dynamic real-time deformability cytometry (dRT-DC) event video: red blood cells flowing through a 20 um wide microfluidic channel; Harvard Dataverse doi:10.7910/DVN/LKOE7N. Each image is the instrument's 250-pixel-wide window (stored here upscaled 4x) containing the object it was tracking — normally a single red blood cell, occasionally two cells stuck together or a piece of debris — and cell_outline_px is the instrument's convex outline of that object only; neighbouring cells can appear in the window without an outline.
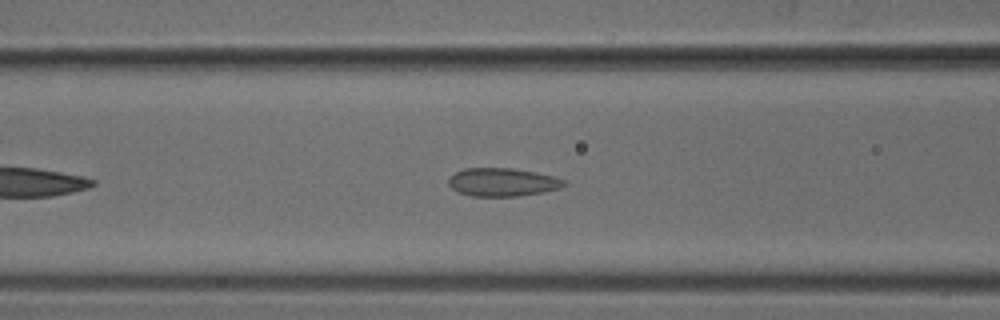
{"species": "common noctule bat (a hibernating species)", "species_latin": "Nyctalus noctula", "temperature_condition": "cold", "stored_images_in_passage": 42, "camera_frame_rate_fps": 3000, "um_per_image_px": 0.085, "animal": {"sex": "male", "body_mass_g": 18.8}, "frame": {"image": 1, "passage_image": 11, "time_ms": 3.333, "image_size_px": [1000, 320], "cell_outline_px": [[568, 184], [560, 188], [544, 192], [520, 196], [472, 196], [460, 192], [452, 188], [448, 184], [448, 176], [464, 168], [512, 168], [536, 172], [568, 180]], "centroid_in_image_um": [42.74, 15.48], "position_along_channel_um": 123.9, "area_um2": 19.19}}
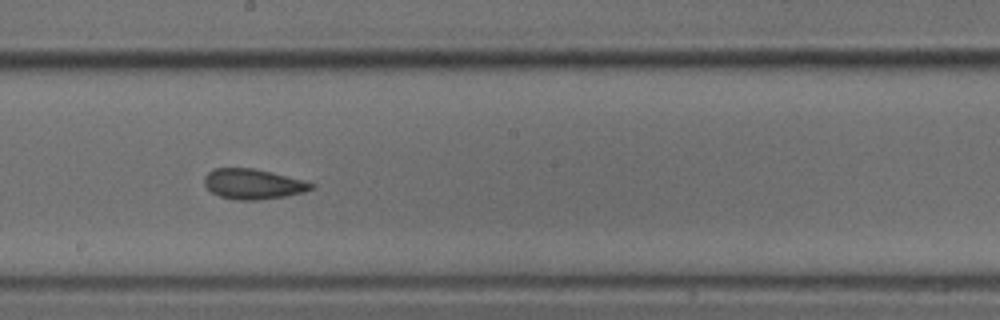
{"frame": {"image": 2, "passage_image": 19, "time_ms": 6.0, "image_size_px": [1000, 320], "cell_outline_px": [[316, 188], [304, 192], [284, 196], [256, 200], [236, 200], [220, 196], [212, 192], [204, 184], [204, 176], [208, 172], [216, 168], [256, 168], [272, 172], [316, 184]], "centroid_in_image_um": [21.52, 15.64], "position_along_channel_um": 226.7, "area_um2": 18.79}}
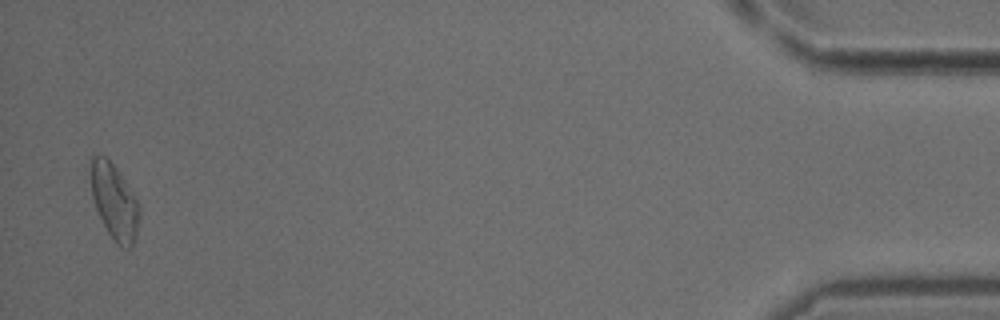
{"frame": {"image": 3, "passage_image": 41, "time_ms": 13.333, "image_size_px": [1000, 320], "cell_outline_px": [[140, 212], [136, 240], [128, 248], [120, 248], [116, 244], [108, 232], [96, 208], [92, 196], [92, 156], [104, 156], [116, 168], [140, 204]], "centroid_in_image_um": [9.77, 17.21], "position_along_channel_um": 425.4, "area_um2": 20.92}}